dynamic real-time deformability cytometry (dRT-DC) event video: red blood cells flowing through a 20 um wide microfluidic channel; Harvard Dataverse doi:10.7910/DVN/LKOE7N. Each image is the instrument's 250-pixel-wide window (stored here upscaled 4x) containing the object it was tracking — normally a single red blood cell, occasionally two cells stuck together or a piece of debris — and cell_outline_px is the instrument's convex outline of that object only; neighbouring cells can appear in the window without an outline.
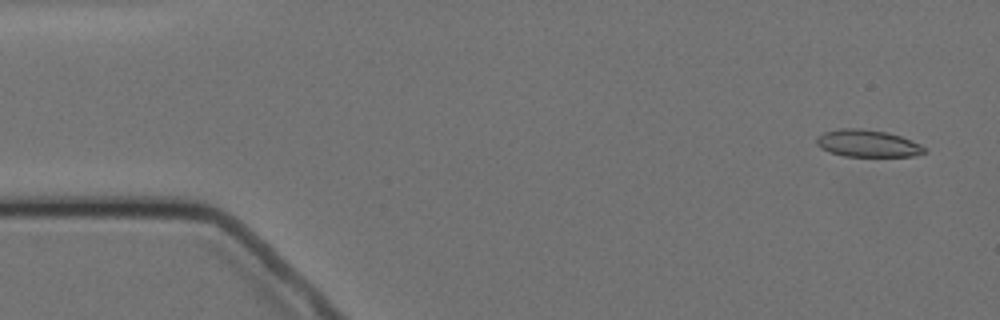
{"species": "Egyptian fruit bat (a non-hibernating species)", "species_latin": "Rousettus aegyptiacus", "temperature_condition": "cold", "stored_images_in_passage": 10, "camera_frame_rate_fps": 3000, "um_per_image_px": 0.085, "animal": {"sex": "female"}, "frame": {"image": 1, "passage_image": 1, "time_ms": 0.0, "image_size_px": [1000, 320], "cell_outline_px": [[928, 152], [916, 156], [844, 156], [820, 148], [816, 144], [816, 136], [824, 132], [840, 128], [864, 128], [888, 132], [912, 140], [928, 148]], "centroid_in_image_um": [73.78, 12.18], "position_along_channel_um": 11.2, "area_um2": 17.34}}
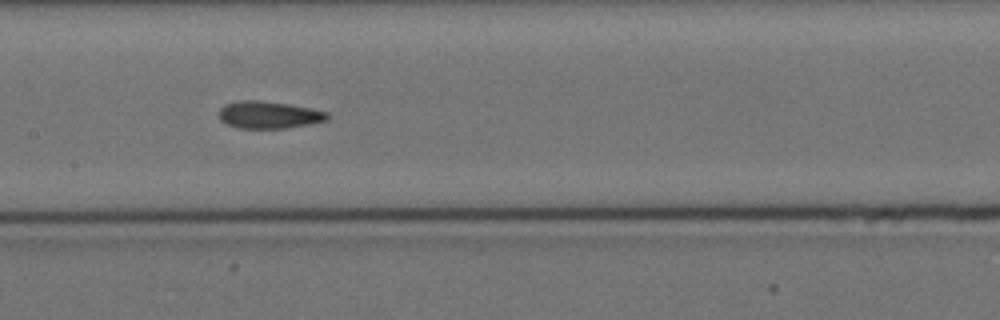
{"frame": {"image": 2, "passage_image": 8, "time_ms": 8.0, "image_size_px": [1000, 320], "cell_outline_px": [[328, 120], [288, 128], [236, 128], [220, 120], [220, 108], [224, 104], [240, 100], [260, 100], [288, 104], [312, 108], [328, 112]], "centroid_in_image_um": [22.85, 9.76], "position_along_channel_um": 184.6, "area_um2": 17.22}}
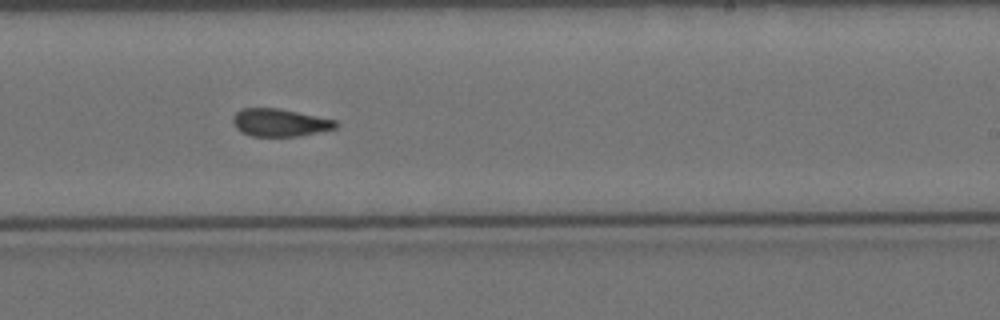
{"frame": {"image": 3, "passage_image": 10, "time_ms": 10.333, "image_size_px": [1000, 320], "cell_outline_px": [[340, 124], [336, 128], [300, 136], [252, 136], [240, 132], [232, 124], [232, 116], [240, 108], [280, 108], [336, 120]], "centroid_in_image_um": [23.76, 10.41], "position_along_channel_um": 265.2, "area_um2": 16.82}}